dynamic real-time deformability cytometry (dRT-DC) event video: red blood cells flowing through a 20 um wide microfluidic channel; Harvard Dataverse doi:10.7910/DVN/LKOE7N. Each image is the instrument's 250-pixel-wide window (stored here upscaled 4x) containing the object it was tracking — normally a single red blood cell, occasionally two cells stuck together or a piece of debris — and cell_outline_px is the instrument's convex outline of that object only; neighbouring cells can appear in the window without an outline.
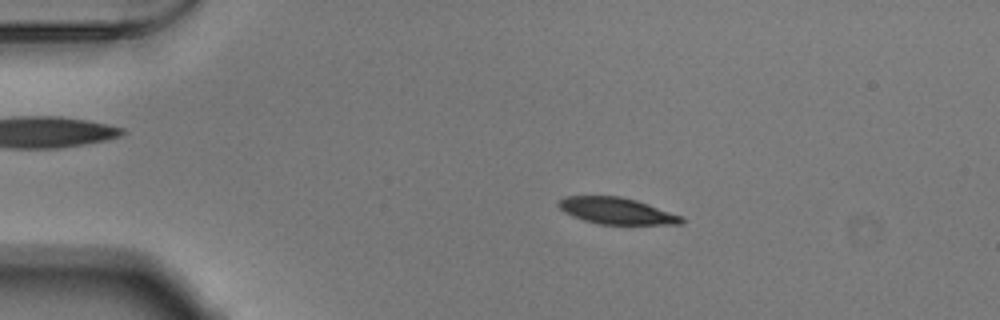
{"species": "Egyptian fruit bat (a non-hibernating species)", "species_latin": "Rousettus aegyptiacus", "temperature_condition": "warm", "stored_images_in_passage": 52, "camera_frame_rate_fps": 3000, "um_per_image_px": 0.085, "animal": {"sex": "male"}, "frame": {"image": 1, "passage_image": 10, "time_ms": 3.0, "image_size_px": [1000, 320], "cell_outline_px": [[684, 220], [680, 224], [600, 224], [584, 220], [572, 216], [564, 212], [556, 204], [564, 196], [620, 196], [636, 200], [684, 216]], "centroid_in_image_um": [52.41, 17.92], "position_along_channel_um": 32.6, "area_um2": 18.96}}
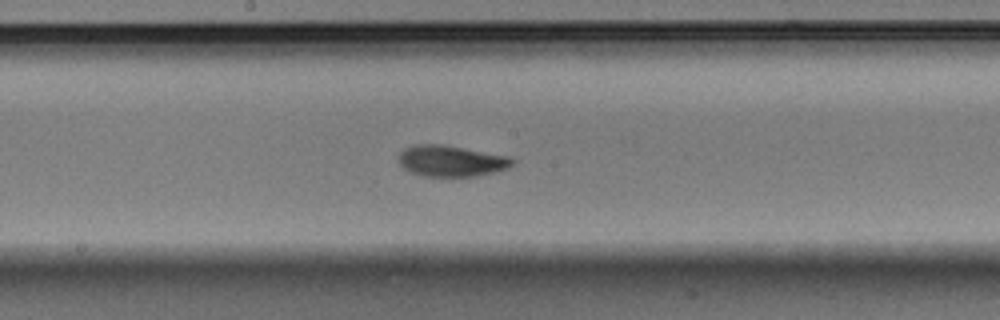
{"frame": {"image": 2, "passage_image": 28, "time_ms": 9.0, "image_size_px": [1000, 320], "cell_outline_px": [[516, 160], [508, 168], [476, 176], [424, 176], [412, 172], [404, 168], [400, 164], [400, 152], [404, 148], [416, 144], [440, 144], [508, 156]], "centroid_in_image_um": [38.35, 13.68], "position_along_channel_um": 209.9, "area_um2": 20.29}}
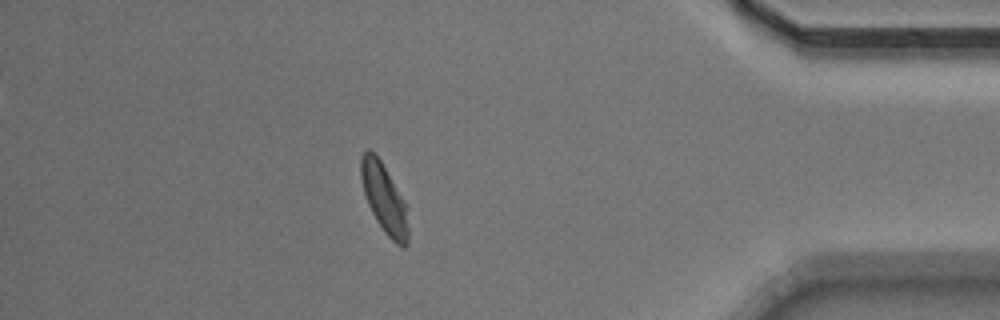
{"frame": {"image": 3, "passage_image": 46, "time_ms": 15.0, "image_size_px": [1000, 320], "cell_outline_px": [[408, 244], [404, 248], [400, 248], [384, 232], [376, 220], [368, 204], [364, 192], [360, 176], [360, 156], [368, 148], [376, 152], [408, 204]], "centroid_in_image_um": [32.69, 16.85], "position_along_channel_um": 402.5, "area_um2": 19.77}, "authors_computed_cell_mechanics": {"area_um2": 19.941, "velocity_mm_per_s": 3.8278, "shape_relaxation_time_tau1_ms": 2.0383, "shape_relaxation_time_tau2_ms": 1.5541, "deformation_change_tau1": 0.1184, "deformation_change_tau2": 0.0579}}